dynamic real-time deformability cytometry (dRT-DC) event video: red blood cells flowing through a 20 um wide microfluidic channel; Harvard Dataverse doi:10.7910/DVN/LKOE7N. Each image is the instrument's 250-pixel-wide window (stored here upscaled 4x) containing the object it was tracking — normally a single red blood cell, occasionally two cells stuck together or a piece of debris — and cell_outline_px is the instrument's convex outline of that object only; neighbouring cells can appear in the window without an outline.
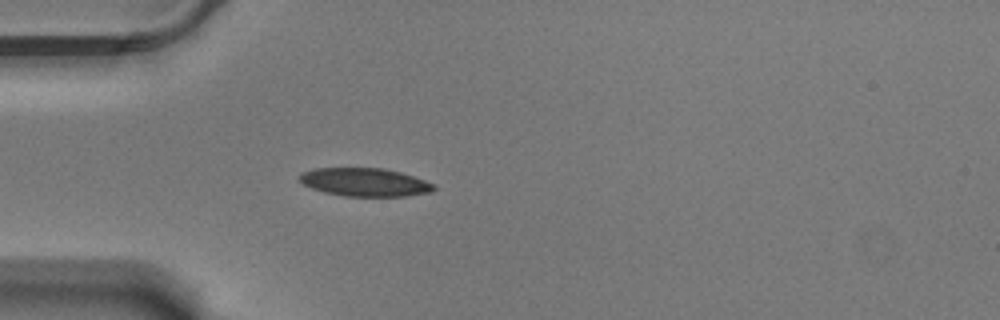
{"species": "Egyptian fruit bat (a non-hibernating species)", "species_latin": "Rousettus aegyptiacus", "temperature_condition": "warm", "stored_images_in_passage": 42, "camera_frame_rate_fps": 3000, "um_per_image_px": 0.085, "animal": {"sex": "male"}, "frame": {"image": 1, "passage_image": 1, "time_ms": 0.0, "image_size_px": [1000, 320], "cell_outline_px": [[436, 188], [432, 192], [404, 196], [344, 196], [324, 192], [312, 188], [304, 184], [300, 180], [300, 176], [304, 172], [312, 168], [384, 168], [400, 172], [436, 184]], "centroid_in_image_um": [31.04, 15.48], "position_along_channel_um": 54.0, "area_um2": 22.02}}
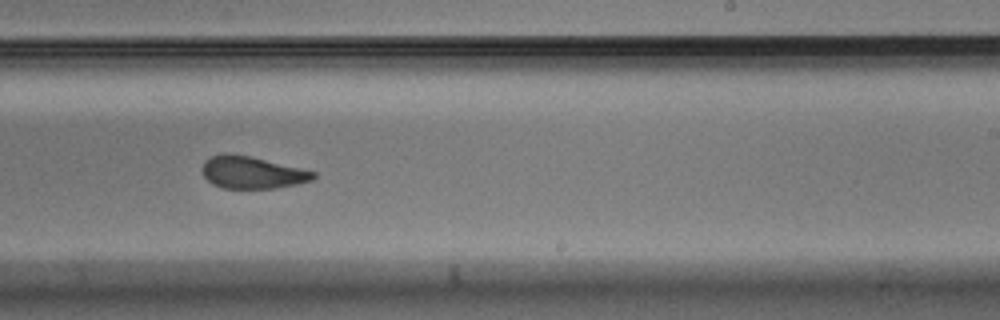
{"frame": {"image": 2, "passage_image": 20, "time_ms": 6.333, "image_size_px": [1000, 320], "cell_outline_px": [[316, 176], [312, 180], [296, 184], [272, 188], [224, 188], [212, 184], [200, 172], [200, 168], [204, 160], [212, 156], [228, 152], [248, 156], [300, 168], [316, 172]], "centroid_in_image_um": [21.36, 14.65], "position_along_channel_um": 267.6, "area_um2": 20.75}}
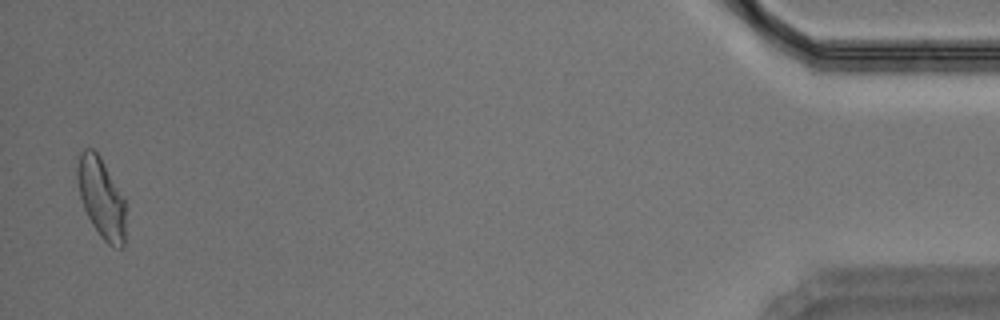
{"frame": {"image": 3, "passage_image": 41, "time_ms": 13.333, "image_size_px": [1000, 320], "cell_outline_px": [[124, 248], [120, 248], [108, 244], [100, 236], [92, 224], [84, 208], [80, 196], [76, 180], [76, 168], [80, 152], [84, 148], [92, 148], [100, 156], [124, 196]], "centroid_in_image_um": [8.59, 16.78], "position_along_channel_um": 426.6, "area_um2": 22.6}, "authors_computed_cell_mechanics": {"area_um2": 22.253, "velocity_mm_per_s": 3.5006, "shape_relaxation_time_tau1_ms": 4.851, "shape_relaxation_time_tau2_ms": 2.0779, "deformation_change_tau1": 0.149, "deformation_change_tau2": 0.0835}}